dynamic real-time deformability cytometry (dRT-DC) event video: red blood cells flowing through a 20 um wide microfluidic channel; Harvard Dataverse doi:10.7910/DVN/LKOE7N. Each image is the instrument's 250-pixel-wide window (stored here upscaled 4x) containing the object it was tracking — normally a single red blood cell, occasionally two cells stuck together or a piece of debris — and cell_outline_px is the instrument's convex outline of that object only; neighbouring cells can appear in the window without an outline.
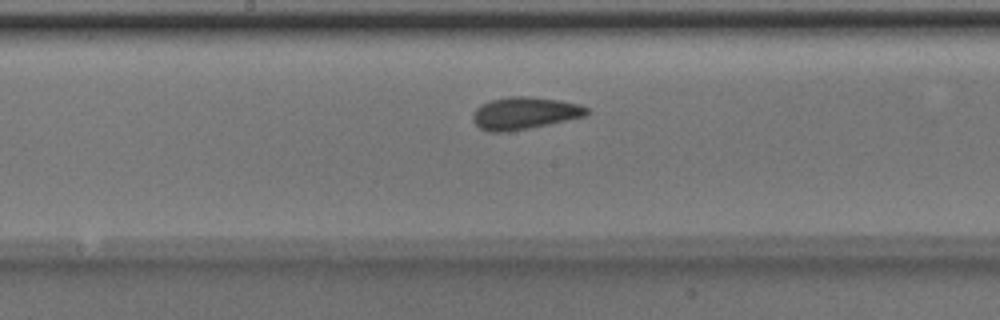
{"species": "Egyptian fruit bat (a non-hibernating species)", "species_latin": "Rousettus aegyptiacus", "temperature_condition": "room temperature", "stored_images_in_passage": 43, "camera_frame_rate_fps": 3000, "um_per_image_px": 0.085, "animal": {"sex": "male"}, "frame": {"image": 1, "passage_image": 19, "time_ms": 6.0, "image_size_px": [1000, 320], "cell_outline_px": [[588, 116], [508, 132], [488, 132], [480, 128], [472, 120], [472, 112], [480, 104], [488, 100], [508, 96], [528, 96], [560, 100], [580, 104], [588, 108]], "centroid_in_image_um": [44.56, 9.61], "position_along_channel_um": 203.6, "area_um2": 21.73}}
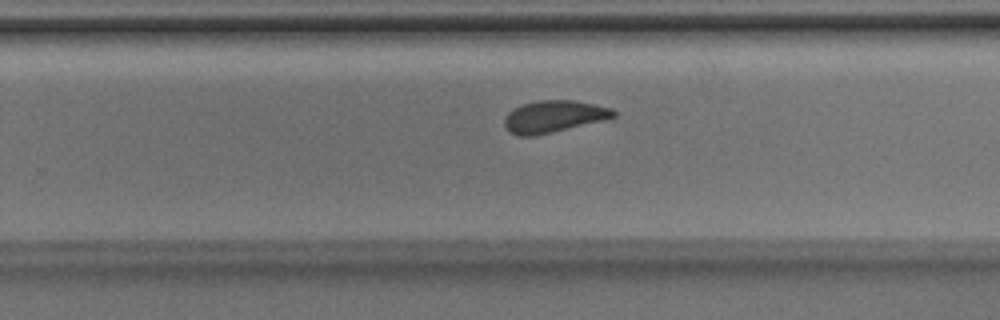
{"frame": {"image": 2, "passage_image": 25, "time_ms": 8.0, "image_size_px": [1000, 320], "cell_outline_px": [[616, 116], [604, 120], [552, 132], [532, 136], [520, 136], [512, 132], [504, 124], [504, 120], [508, 112], [512, 108], [520, 104], [540, 100], [576, 100], [612, 108], [616, 112]], "centroid_in_image_um": [47.08, 9.88], "position_along_channel_um": 282.7, "area_um2": 20.23}}
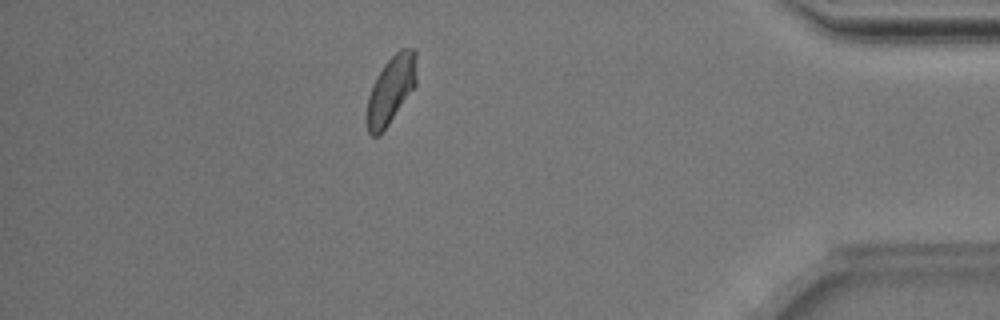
{"frame": {"image": 3, "passage_image": 37, "time_ms": 12.0, "image_size_px": [1000, 320], "cell_outline_px": [[416, 84], [380, 136], [372, 136], [368, 132], [368, 96], [376, 76], [384, 64], [400, 48], [416, 48]], "centroid_in_image_um": [33.25, 7.59], "position_along_channel_um": 402.0, "area_um2": 19.31}, "authors_computed_cell_mechanics": {"area_um2": 20.7502, "velocity_mm_per_s": 3.9786, "shape_relaxation_time_tau1_ms": 2.5603, "shape_relaxation_time_tau2_ms": 0.8386, "deformation_change_tau1": 0.0745, "deformation_change_tau2": 0.0377}}